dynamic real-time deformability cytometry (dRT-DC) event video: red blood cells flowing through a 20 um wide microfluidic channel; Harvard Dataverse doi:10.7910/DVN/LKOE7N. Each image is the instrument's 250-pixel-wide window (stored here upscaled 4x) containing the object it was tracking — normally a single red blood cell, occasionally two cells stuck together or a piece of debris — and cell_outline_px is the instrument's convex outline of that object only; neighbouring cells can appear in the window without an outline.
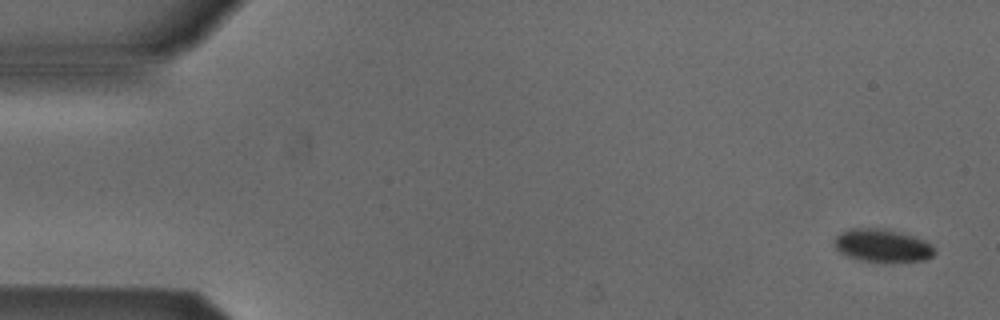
{"species": "Egyptian fruit bat (a non-hibernating species)", "species_latin": "Rousettus aegyptiacus", "temperature_condition": "cold", "stored_images_in_passage": 4, "camera_frame_rate_fps": 3000, "um_per_image_px": 0.085, "animal": {"sex": "male"}, "frame": {"image": 1, "passage_image": 1, "time_ms": 0.0, "image_size_px": [1000, 320], "cell_outline_px": [[936, 252], [932, 256], [924, 260], [860, 260], [848, 256], [840, 252], [836, 248], [836, 236], [840, 232], [852, 228], [876, 228], [896, 232], [912, 236], [928, 244]], "centroid_in_image_um": [74.94, 20.85], "position_along_channel_um": 10.1, "area_um2": 18.15}}
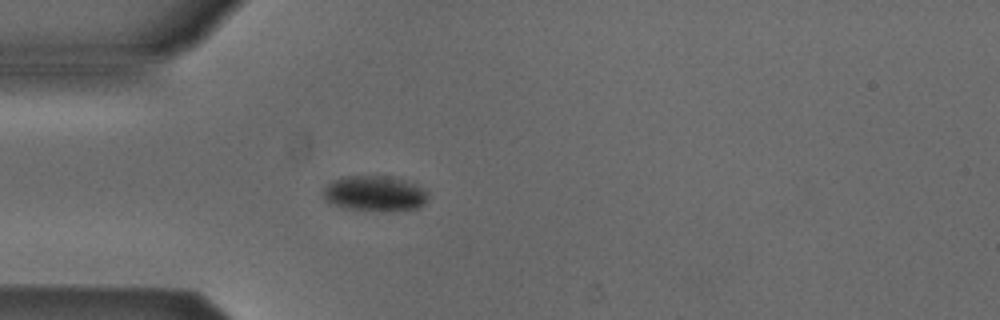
{"frame": {"image": 2, "passage_image": 4, "time_ms": 1.0, "image_size_px": [1000, 320], "cell_outline_px": [[428, 196], [424, 204], [420, 208], [388, 212], [344, 208], [328, 204], [324, 200], [324, 188], [332, 180], [344, 176], [384, 176], [404, 180], [416, 184], [424, 188], [428, 192]], "centroid_in_image_um": [31.85, 16.47], "position_along_channel_um": 53.1, "area_um2": 22.02}}